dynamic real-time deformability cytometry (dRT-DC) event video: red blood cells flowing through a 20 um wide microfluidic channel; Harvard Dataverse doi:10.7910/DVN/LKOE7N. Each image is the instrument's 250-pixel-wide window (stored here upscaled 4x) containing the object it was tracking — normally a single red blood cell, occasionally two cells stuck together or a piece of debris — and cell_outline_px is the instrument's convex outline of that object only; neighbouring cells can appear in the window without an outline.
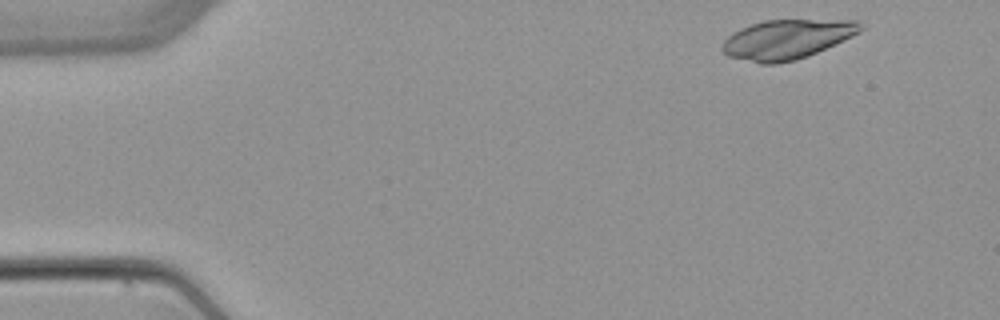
{"species": "common noctule bat (a hibernating species)", "species_latin": "Nyctalus noctula", "temperature_condition": "warm", "stored_images_in_passage": 5, "camera_frame_rate_fps": 3000, "um_per_image_px": 0.085, "animal": {"sex": "female", "body_mass_g": 22.7, "forearm_length_mm": 54.2}, "frame": {"image": 1, "passage_image": 1, "time_ms": 0.0, "image_size_px": [1000, 320], "cell_outline_px": [[864, 28], [860, 32], [852, 36], [808, 56], [796, 60], [776, 64], [760, 64], [728, 56], [720, 48], [724, 40], [732, 32], [740, 28], [764, 20], [860, 20]], "centroid_in_image_um": [66.88, 3.34], "position_along_channel_um": 18.1, "area_um2": 31.91}}